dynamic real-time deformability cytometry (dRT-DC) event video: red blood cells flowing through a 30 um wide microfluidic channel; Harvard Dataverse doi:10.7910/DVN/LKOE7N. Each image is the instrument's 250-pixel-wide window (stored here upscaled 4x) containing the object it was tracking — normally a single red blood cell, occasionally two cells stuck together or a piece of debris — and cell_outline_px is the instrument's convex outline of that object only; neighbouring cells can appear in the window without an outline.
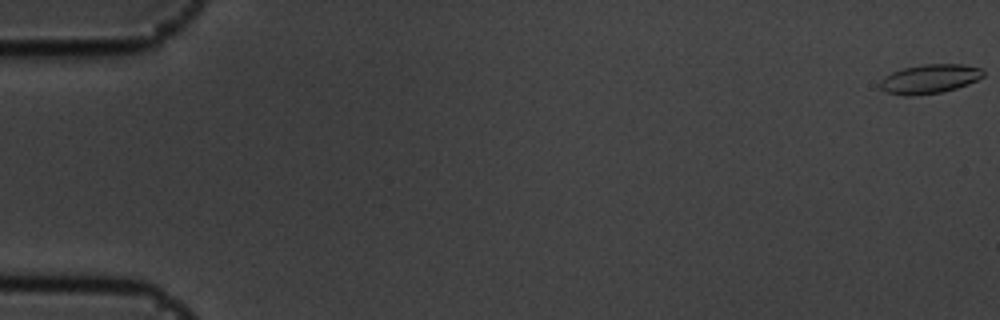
{"species": "common noctule bat (a hibernating species)", "species_latin": "Nyctalus noctula", "temperature_condition": "cold", "stored_images_in_passage": 57, "camera_frame_rate_fps": 3000, "um_per_image_px": 0.085, "animal": {"sex": "male", "body_mass_g": 19.5, "forearm_length_mm": 54.6}, "frame": {"image": 1, "passage_image": 1, "time_ms": 0.0, "image_size_px": [1000, 320], "cell_outline_px": [[984, 76], [968, 84], [956, 88], [940, 92], [912, 96], [904, 96], [888, 92], [880, 88], [880, 80], [884, 76], [892, 72], [904, 68], [924, 64], [964, 64], [980, 68], [984, 72]], "centroid_in_image_um": [79.01, 6.7], "position_along_channel_um": 6.0, "area_um2": 17.46}}
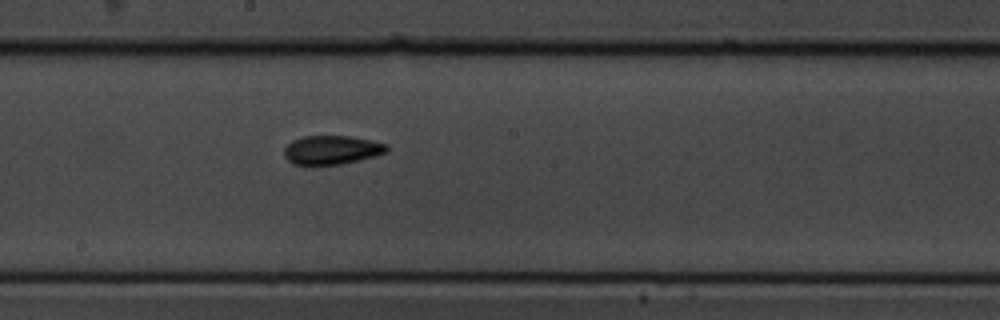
{"frame": {"image": 2, "passage_image": 32, "time_ms": 10.333, "image_size_px": [1000, 320], "cell_outline_px": [[388, 152], [376, 156], [360, 160], [340, 164], [292, 164], [284, 156], [284, 148], [292, 140], [304, 136], [348, 136], [372, 140], [388, 144]], "centroid_in_image_um": [28.23, 12.74], "position_along_channel_um": 220.0, "area_um2": 17.28}}
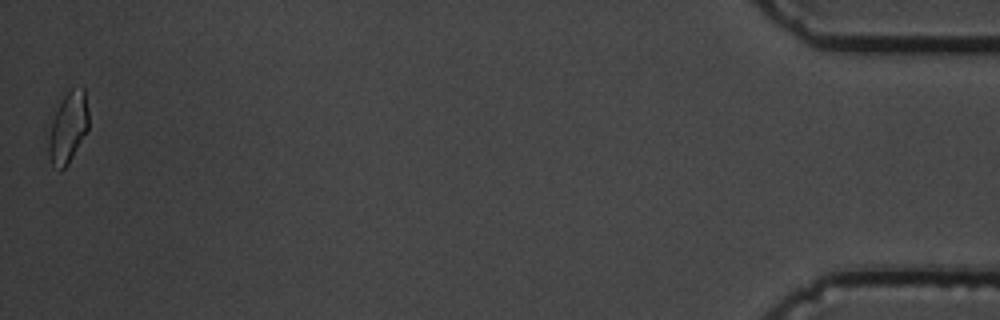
{"frame": {"image": 3, "passage_image": 57, "time_ms": 18.667, "image_size_px": [1000, 320], "cell_outline_px": [[88, 128], [68, 164], [60, 172], [52, 164], [48, 156], [48, 144], [52, 120], [64, 96], [72, 88], [84, 88], [88, 108]], "centroid_in_image_um": [5.79, 10.87], "position_along_channel_um": 429.4, "area_um2": 16.18}, "authors_computed_cell_mechanics": {"area_um2": 16.8776, "velocity_mm_per_s": 3.5868, "shape_relaxation_time_tau1_ms": 4.6564, "shape_relaxation_time_tau2_ms": 3.0388, "deformation_change_tau1": 0.1136, "deformation_change_tau2": 0.0847}}